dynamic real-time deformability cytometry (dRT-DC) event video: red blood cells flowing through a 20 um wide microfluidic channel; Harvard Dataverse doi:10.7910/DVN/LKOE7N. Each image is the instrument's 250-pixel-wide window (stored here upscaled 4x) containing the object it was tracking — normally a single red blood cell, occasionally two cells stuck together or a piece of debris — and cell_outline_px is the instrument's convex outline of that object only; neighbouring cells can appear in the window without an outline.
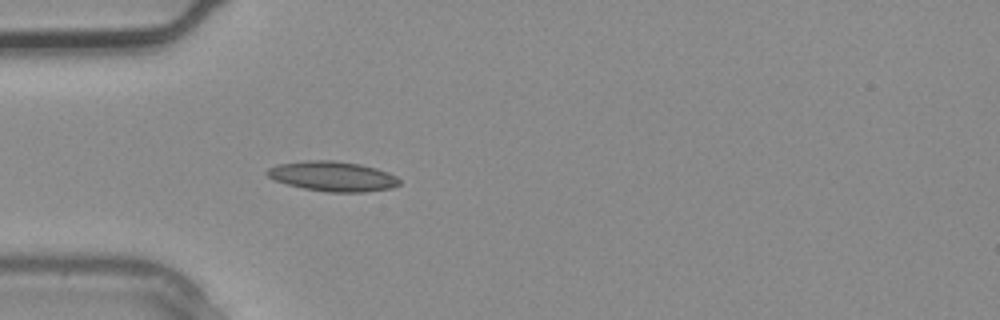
{"species": "common noctule bat (a hibernating species)", "species_latin": "Nyctalus noctula", "temperature_condition": "warm", "stored_images_in_passage": 3, "camera_frame_rate_fps": 3000, "um_per_image_px": 0.085, "animal": {"sex": "male", "body_mass_g": 20.4}, "frame": {"image": 1, "passage_image": 3, "time_ms": 0.667, "image_size_px": [1000, 320], "cell_outline_px": [[400, 184], [392, 188], [364, 192], [328, 192], [304, 188], [288, 184], [276, 180], [268, 176], [264, 172], [268, 168], [276, 164], [308, 160], [332, 160], [360, 164], [376, 168], [388, 172], [396, 176], [400, 180]], "centroid_in_image_um": [28.28, 14.98], "position_along_channel_um": 56.7, "area_um2": 23.06}}